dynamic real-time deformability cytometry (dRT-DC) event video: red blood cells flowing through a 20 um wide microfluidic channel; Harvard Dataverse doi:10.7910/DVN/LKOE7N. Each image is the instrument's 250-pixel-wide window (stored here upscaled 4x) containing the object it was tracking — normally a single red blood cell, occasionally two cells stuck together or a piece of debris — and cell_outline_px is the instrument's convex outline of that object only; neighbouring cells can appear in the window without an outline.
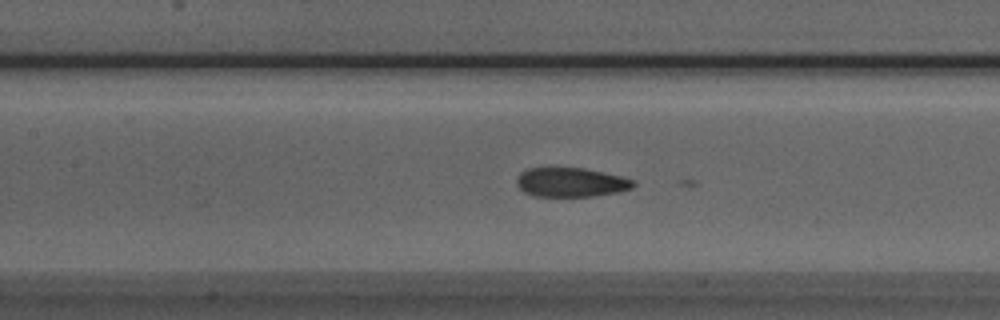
{"species": "Egyptian fruit bat (a non-hibernating species)", "species_latin": "Rousettus aegyptiacus", "temperature_condition": "room temperature", "stored_images_in_passage": 38, "camera_frame_rate_fps": 3000, "um_per_image_px": 0.085, "animal": {"sex": "male"}, "frame": {"image": 1, "passage_image": 9, "time_ms": 2.667, "image_size_px": [1000, 320], "cell_outline_px": [[636, 184], [632, 188], [620, 192], [592, 196], [532, 196], [524, 192], [516, 184], [516, 176], [520, 172], [528, 168], [584, 168], [620, 176], [632, 180]], "centroid_in_image_um": [48.49, 15.5], "position_along_channel_um": 158.9, "area_um2": 19.88}}
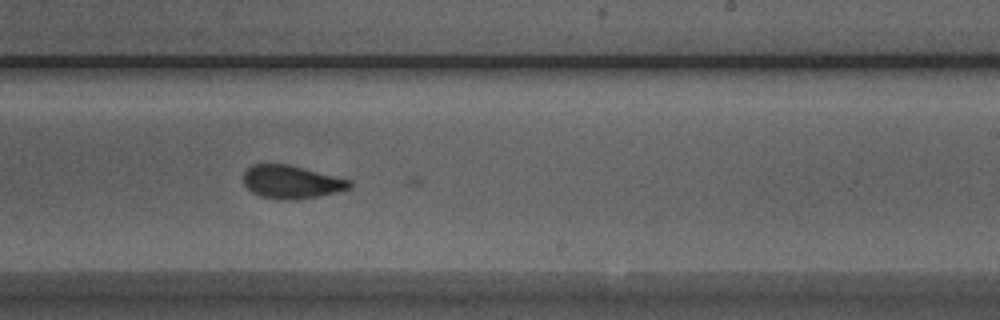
{"frame": {"image": 2, "passage_image": 17, "time_ms": 5.333, "image_size_px": [1000, 320], "cell_outline_px": [[352, 188], [336, 192], [296, 200], [280, 200], [260, 196], [252, 192], [244, 184], [244, 172], [252, 164], [288, 164], [352, 180]], "centroid_in_image_um": [24.78, 15.47], "position_along_channel_um": 264.2, "area_um2": 20.52}}
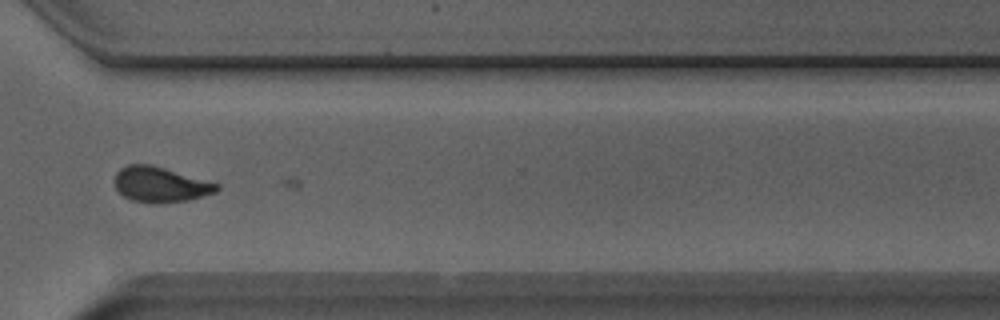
{"frame": {"image": 3, "passage_image": 24, "time_ms": 7.667, "image_size_px": [1000, 320], "cell_outline_px": [[220, 188], [216, 192], [188, 200], [160, 204], [156, 204], [132, 200], [124, 196], [116, 188], [116, 172], [120, 168], [128, 164], [152, 164], [220, 184]], "centroid_in_image_um": [13.65, 15.68], "position_along_channel_um": 357.0, "area_um2": 21.04}}